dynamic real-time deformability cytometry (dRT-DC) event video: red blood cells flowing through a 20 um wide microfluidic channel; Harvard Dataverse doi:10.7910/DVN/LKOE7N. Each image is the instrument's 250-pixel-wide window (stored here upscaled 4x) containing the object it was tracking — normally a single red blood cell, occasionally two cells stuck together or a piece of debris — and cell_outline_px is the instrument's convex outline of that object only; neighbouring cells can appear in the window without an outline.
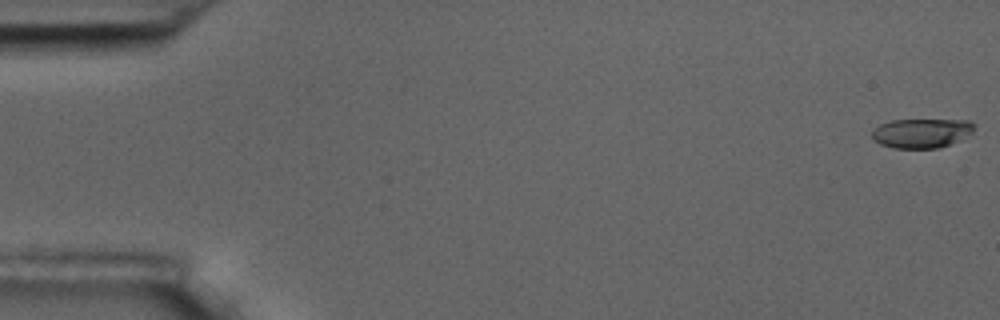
{"species": "common noctule bat (a hibernating species)", "species_latin": "Nyctalus noctula", "temperature_condition": "room temperature", "stored_images_in_passage": 58, "camera_frame_rate_fps": 3000, "um_per_image_px": 0.085, "animal": {"sex": "male", "body_mass_g": 17.5, "forearm_length_mm": 52.3}, "frame": {"image": 1, "passage_image": 1, "time_ms": 0.0, "image_size_px": [1000, 320], "cell_outline_px": [[976, 124], [972, 132], [948, 144], [936, 148], [892, 148], [880, 144], [872, 140], [872, 132], [880, 124], [892, 120], [972, 120]], "centroid_in_image_um": [78.3, 11.3], "position_along_channel_um": 6.7, "area_um2": 17.34}}
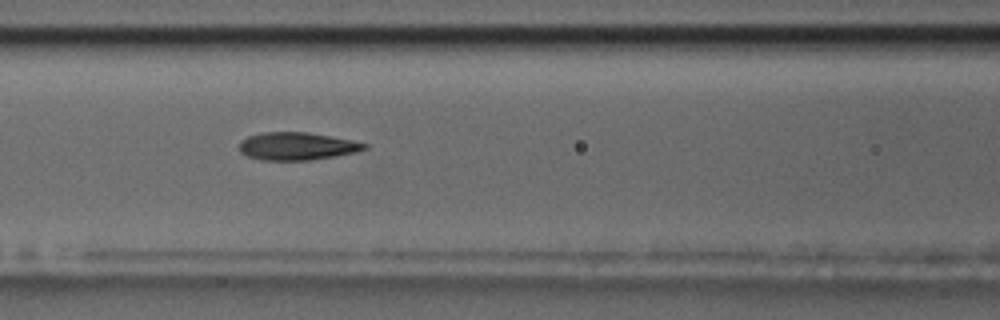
{"frame": {"image": 2, "passage_image": 25, "time_ms": 8.0, "image_size_px": [1000, 320], "cell_outline_px": [[368, 148], [356, 152], [336, 156], [312, 160], [260, 160], [248, 156], [240, 152], [240, 140], [248, 136], [260, 132], [308, 132], [368, 144]], "centroid_in_image_um": [25.2, 12.43], "position_along_channel_um": 141.4, "area_um2": 20.17}}
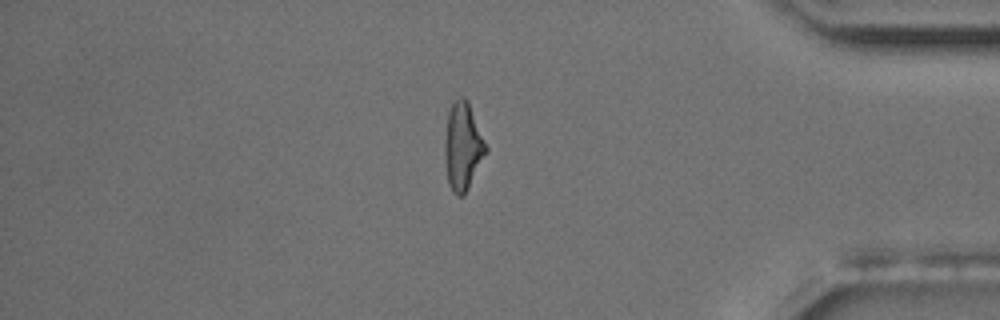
{"frame": {"image": 3, "passage_image": 49, "time_ms": 16.0, "image_size_px": [1000, 320], "cell_outline_px": [[488, 148], [464, 196], [456, 196], [452, 192], [448, 184], [444, 160], [444, 144], [448, 112], [452, 104], [460, 96], [464, 96], [468, 100]], "centroid_in_image_um": [39.32, 12.45], "position_along_channel_um": 395.9, "area_um2": 21.04}, "authors_computed_cell_mechanics": {"area_um2": 20.3167, "velocity_mm_per_s": 3.5586, "shape_relaxation_time_tau1_ms": 5.2454, "shape_relaxation_time_tau2_ms": 2.0084, "deformation_change_tau1": 0.1626, "deformation_change_tau2": 0.104}}